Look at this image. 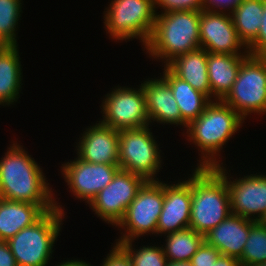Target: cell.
Segmentation results:
<instances>
[{"instance_id": "603a6c76", "label": "cell", "mask_w": 266, "mask_h": 266, "mask_svg": "<svg viewBox=\"0 0 266 266\" xmlns=\"http://www.w3.org/2000/svg\"><path fill=\"white\" fill-rule=\"evenodd\" d=\"M19 58L18 45L0 48V105L9 106L20 98L23 76Z\"/></svg>"}, {"instance_id": "7402d4cb", "label": "cell", "mask_w": 266, "mask_h": 266, "mask_svg": "<svg viewBox=\"0 0 266 266\" xmlns=\"http://www.w3.org/2000/svg\"><path fill=\"white\" fill-rule=\"evenodd\" d=\"M163 67L161 77L168 83L177 101L181 113V125L187 128L204 112L211 100L205 94L195 90L189 83L175 76L166 66Z\"/></svg>"}, {"instance_id": "1f68e13d", "label": "cell", "mask_w": 266, "mask_h": 266, "mask_svg": "<svg viewBox=\"0 0 266 266\" xmlns=\"http://www.w3.org/2000/svg\"><path fill=\"white\" fill-rule=\"evenodd\" d=\"M250 55L258 56L266 50V0H264V8L261 26L257 38L247 47Z\"/></svg>"}, {"instance_id": "83f0119b", "label": "cell", "mask_w": 266, "mask_h": 266, "mask_svg": "<svg viewBox=\"0 0 266 266\" xmlns=\"http://www.w3.org/2000/svg\"><path fill=\"white\" fill-rule=\"evenodd\" d=\"M134 240L119 242L128 252L133 266H167L168 259L164 255L162 246H141L140 249L133 248Z\"/></svg>"}, {"instance_id": "30bf717a", "label": "cell", "mask_w": 266, "mask_h": 266, "mask_svg": "<svg viewBox=\"0 0 266 266\" xmlns=\"http://www.w3.org/2000/svg\"><path fill=\"white\" fill-rule=\"evenodd\" d=\"M102 124L115 130L139 128L149 124L142 83L139 88L115 87L101 105Z\"/></svg>"}, {"instance_id": "f1b7e54d", "label": "cell", "mask_w": 266, "mask_h": 266, "mask_svg": "<svg viewBox=\"0 0 266 266\" xmlns=\"http://www.w3.org/2000/svg\"><path fill=\"white\" fill-rule=\"evenodd\" d=\"M161 7L162 13L171 11H201L203 10V0H154L155 13Z\"/></svg>"}, {"instance_id": "7c38bea8", "label": "cell", "mask_w": 266, "mask_h": 266, "mask_svg": "<svg viewBox=\"0 0 266 266\" xmlns=\"http://www.w3.org/2000/svg\"><path fill=\"white\" fill-rule=\"evenodd\" d=\"M223 165L214 168L226 180L230 195L231 214L255 222H263L266 218V175L247 174L232 182Z\"/></svg>"}, {"instance_id": "ac0fdd59", "label": "cell", "mask_w": 266, "mask_h": 266, "mask_svg": "<svg viewBox=\"0 0 266 266\" xmlns=\"http://www.w3.org/2000/svg\"><path fill=\"white\" fill-rule=\"evenodd\" d=\"M147 80L142 83V88L150 123L181 125V113L168 83L162 77Z\"/></svg>"}, {"instance_id": "d4e9b609", "label": "cell", "mask_w": 266, "mask_h": 266, "mask_svg": "<svg viewBox=\"0 0 266 266\" xmlns=\"http://www.w3.org/2000/svg\"><path fill=\"white\" fill-rule=\"evenodd\" d=\"M164 236L166 243L162 248L168 261H190L205 241L202 234L190 227Z\"/></svg>"}, {"instance_id": "52a82bcc", "label": "cell", "mask_w": 266, "mask_h": 266, "mask_svg": "<svg viewBox=\"0 0 266 266\" xmlns=\"http://www.w3.org/2000/svg\"><path fill=\"white\" fill-rule=\"evenodd\" d=\"M149 127L119 131L118 164L120 169L139 175L146 181H158L155 177L162 168L161 150Z\"/></svg>"}, {"instance_id": "d6a6232c", "label": "cell", "mask_w": 266, "mask_h": 266, "mask_svg": "<svg viewBox=\"0 0 266 266\" xmlns=\"http://www.w3.org/2000/svg\"><path fill=\"white\" fill-rule=\"evenodd\" d=\"M242 1L243 0H203V10L220 13L229 11L228 13L230 14Z\"/></svg>"}, {"instance_id": "5b68a950", "label": "cell", "mask_w": 266, "mask_h": 266, "mask_svg": "<svg viewBox=\"0 0 266 266\" xmlns=\"http://www.w3.org/2000/svg\"><path fill=\"white\" fill-rule=\"evenodd\" d=\"M55 207L6 241L18 266H47L50 262L55 240L62 228V217L65 216L57 201Z\"/></svg>"}, {"instance_id": "ffe728a7", "label": "cell", "mask_w": 266, "mask_h": 266, "mask_svg": "<svg viewBox=\"0 0 266 266\" xmlns=\"http://www.w3.org/2000/svg\"><path fill=\"white\" fill-rule=\"evenodd\" d=\"M166 67L177 77L189 83L195 90L205 94L211 101V88L207 72V51L199 48L179 55Z\"/></svg>"}, {"instance_id": "9c48e42d", "label": "cell", "mask_w": 266, "mask_h": 266, "mask_svg": "<svg viewBox=\"0 0 266 266\" xmlns=\"http://www.w3.org/2000/svg\"><path fill=\"white\" fill-rule=\"evenodd\" d=\"M164 202L163 182L146 181L115 226L124 229L116 243L135 240L140 236L157 234V222Z\"/></svg>"}, {"instance_id": "5bb4252c", "label": "cell", "mask_w": 266, "mask_h": 266, "mask_svg": "<svg viewBox=\"0 0 266 266\" xmlns=\"http://www.w3.org/2000/svg\"><path fill=\"white\" fill-rule=\"evenodd\" d=\"M200 47L219 54H249L240 40L231 15L220 12L200 11ZM241 47L243 51L240 50ZM242 51V52H241Z\"/></svg>"}, {"instance_id": "74e56055", "label": "cell", "mask_w": 266, "mask_h": 266, "mask_svg": "<svg viewBox=\"0 0 266 266\" xmlns=\"http://www.w3.org/2000/svg\"><path fill=\"white\" fill-rule=\"evenodd\" d=\"M260 59L264 62L266 66V50L264 52H261L259 55Z\"/></svg>"}, {"instance_id": "8d00e7d4", "label": "cell", "mask_w": 266, "mask_h": 266, "mask_svg": "<svg viewBox=\"0 0 266 266\" xmlns=\"http://www.w3.org/2000/svg\"><path fill=\"white\" fill-rule=\"evenodd\" d=\"M167 266H192L190 261H168Z\"/></svg>"}, {"instance_id": "cb8c5ba5", "label": "cell", "mask_w": 266, "mask_h": 266, "mask_svg": "<svg viewBox=\"0 0 266 266\" xmlns=\"http://www.w3.org/2000/svg\"><path fill=\"white\" fill-rule=\"evenodd\" d=\"M264 0H243L231 13L234 27L246 48L257 38Z\"/></svg>"}, {"instance_id": "ba28073f", "label": "cell", "mask_w": 266, "mask_h": 266, "mask_svg": "<svg viewBox=\"0 0 266 266\" xmlns=\"http://www.w3.org/2000/svg\"><path fill=\"white\" fill-rule=\"evenodd\" d=\"M222 101L244 120L251 113H266V66L259 56L249 54L243 60L236 81Z\"/></svg>"}, {"instance_id": "d590c367", "label": "cell", "mask_w": 266, "mask_h": 266, "mask_svg": "<svg viewBox=\"0 0 266 266\" xmlns=\"http://www.w3.org/2000/svg\"><path fill=\"white\" fill-rule=\"evenodd\" d=\"M56 266H93V265H90L89 263H86V261L84 262L81 261V260H68V261H64Z\"/></svg>"}, {"instance_id": "d6986e66", "label": "cell", "mask_w": 266, "mask_h": 266, "mask_svg": "<svg viewBox=\"0 0 266 266\" xmlns=\"http://www.w3.org/2000/svg\"><path fill=\"white\" fill-rule=\"evenodd\" d=\"M248 55L207 52V72L211 98L222 100L229 93L237 79L241 63Z\"/></svg>"}, {"instance_id": "484cf974", "label": "cell", "mask_w": 266, "mask_h": 266, "mask_svg": "<svg viewBox=\"0 0 266 266\" xmlns=\"http://www.w3.org/2000/svg\"><path fill=\"white\" fill-rule=\"evenodd\" d=\"M21 2L22 0H0V42L3 45H18L16 31L22 13Z\"/></svg>"}, {"instance_id": "7a4b0ae2", "label": "cell", "mask_w": 266, "mask_h": 266, "mask_svg": "<svg viewBox=\"0 0 266 266\" xmlns=\"http://www.w3.org/2000/svg\"><path fill=\"white\" fill-rule=\"evenodd\" d=\"M244 119L222 100L214 99L204 112L187 126V139L198 146L201 159L197 167L214 168L223 164L217 161L220 151L243 125Z\"/></svg>"}, {"instance_id": "8992f818", "label": "cell", "mask_w": 266, "mask_h": 266, "mask_svg": "<svg viewBox=\"0 0 266 266\" xmlns=\"http://www.w3.org/2000/svg\"><path fill=\"white\" fill-rule=\"evenodd\" d=\"M104 13L106 32L112 39H138L145 47L156 20L154 0H112Z\"/></svg>"}, {"instance_id": "2e32d148", "label": "cell", "mask_w": 266, "mask_h": 266, "mask_svg": "<svg viewBox=\"0 0 266 266\" xmlns=\"http://www.w3.org/2000/svg\"><path fill=\"white\" fill-rule=\"evenodd\" d=\"M97 122L83 132L77 156L93 164L119 165V131Z\"/></svg>"}, {"instance_id": "6da1fadb", "label": "cell", "mask_w": 266, "mask_h": 266, "mask_svg": "<svg viewBox=\"0 0 266 266\" xmlns=\"http://www.w3.org/2000/svg\"><path fill=\"white\" fill-rule=\"evenodd\" d=\"M8 149L0 160V198L55 209L52 188L35 159L17 142Z\"/></svg>"}, {"instance_id": "9a60e30c", "label": "cell", "mask_w": 266, "mask_h": 266, "mask_svg": "<svg viewBox=\"0 0 266 266\" xmlns=\"http://www.w3.org/2000/svg\"><path fill=\"white\" fill-rule=\"evenodd\" d=\"M162 212L157 222V234H168L189 228L192 203V176L186 181L165 184Z\"/></svg>"}, {"instance_id": "4fadbf2b", "label": "cell", "mask_w": 266, "mask_h": 266, "mask_svg": "<svg viewBox=\"0 0 266 266\" xmlns=\"http://www.w3.org/2000/svg\"><path fill=\"white\" fill-rule=\"evenodd\" d=\"M62 164L61 172L70 192L80 200L84 199L89 204L92 199L104 189L120 169L119 165L93 164L81 160Z\"/></svg>"}, {"instance_id": "4dcf8cb0", "label": "cell", "mask_w": 266, "mask_h": 266, "mask_svg": "<svg viewBox=\"0 0 266 266\" xmlns=\"http://www.w3.org/2000/svg\"><path fill=\"white\" fill-rule=\"evenodd\" d=\"M102 266H133L128 252L119 244H114Z\"/></svg>"}, {"instance_id": "4316f807", "label": "cell", "mask_w": 266, "mask_h": 266, "mask_svg": "<svg viewBox=\"0 0 266 266\" xmlns=\"http://www.w3.org/2000/svg\"><path fill=\"white\" fill-rule=\"evenodd\" d=\"M241 266L266 262V224L256 222L251 228L243 255L239 259Z\"/></svg>"}, {"instance_id": "f546056e", "label": "cell", "mask_w": 266, "mask_h": 266, "mask_svg": "<svg viewBox=\"0 0 266 266\" xmlns=\"http://www.w3.org/2000/svg\"><path fill=\"white\" fill-rule=\"evenodd\" d=\"M220 252L205 241L201 244L198 251L192 256L190 263L192 266H213L220 256Z\"/></svg>"}, {"instance_id": "44dd1931", "label": "cell", "mask_w": 266, "mask_h": 266, "mask_svg": "<svg viewBox=\"0 0 266 266\" xmlns=\"http://www.w3.org/2000/svg\"><path fill=\"white\" fill-rule=\"evenodd\" d=\"M46 212L36 204L0 198V240L7 241Z\"/></svg>"}, {"instance_id": "836d02e7", "label": "cell", "mask_w": 266, "mask_h": 266, "mask_svg": "<svg viewBox=\"0 0 266 266\" xmlns=\"http://www.w3.org/2000/svg\"><path fill=\"white\" fill-rule=\"evenodd\" d=\"M0 266H18L6 241L0 240Z\"/></svg>"}, {"instance_id": "8fae6325", "label": "cell", "mask_w": 266, "mask_h": 266, "mask_svg": "<svg viewBox=\"0 0 266 266\" xmlns=\"http://www.w3.org/2000/svg\"><path fill=\"white\" fill-rule=\"evenodd\" d=\"M146 180L129 171L119 169L112 181L89 203L106 223L116 226Z\"/></svg>"}, {"instance_id": "3957f363", "label": "cell", "mask_w": 266, "mask_h": 266, "mask_svg": "<svg viewBox=\"0 0 266 266\" xmlns=\"http://www.w3.org/2000/svg\"><path fill=\"white\" fill-rule=\"evenodd\" d=\"M200 11L156 13L153 32L144 49L153 59H163L166 66L179 55L200 47Z\"/></svg>"}, {"instance_id": "e575fe53", "label": "cell", "mask_w": 266, "mask_h": 266, "mask_svg": "<svg viewBox=\"0 0 266 266\" xmlns=\"http://www.w3.org/2000/svg\"><path fill=\"white\" fill-rule=\"evenodd\" d=\"M213 266H241L240 261L237 258L220 255L216 262L213 263Z\"/></svg>"}, {"instance_id": "e0dca14e", "label": "cell", "mask_w": 266, "mask_h": 266, "mask_svg": "<svg viewBox=\"0 0 266 266\" xmlns=\"http://www.w3.org/2000/svg\"><path fill=\"white\" fill-rule=\"evenodd\" d=\"M255 221L236 214H230L225 220L205 234L204 240L215 247L221 255L240 259L248 239L250 228Z\"/></svg>"}, {"instance_id": "277c9868", "label": "cell", "mask_w": 266, "mask_h": 266, "mask_svg": "<svg viewBox=\"0 0 266 266\" xmlns=\"http://www.w3.org/2000/svg\"><path fill=\"white\" fill-rule=\"evenodd\" d=\"M230 214V195L224 177L215 168L196 167L192 173L189 227L205 236Z\"/></svg>"}]
</instances>
